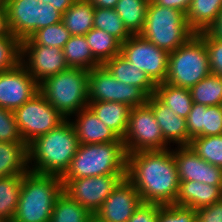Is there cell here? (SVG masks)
Segmentation results:
<instances>
[{
    "label": "cell",
    "mask_w": 222,
    "mask_h": 222,
    "mask_svg": "<svg viewBox=\"0 0 222 222\" xmlns=\"http://www.w3.org/2000/svg\"><path fill=\"white\" fill-rule=\"evenodd\" d=\"M126 178L135 186L142 202L174 204L180 182L173 148L128 153Z\"/></svg>",
    "instance_id": "6da1fadb"
},
{
    "label": "cell",
    "mask_w": 222,
    "mask_h": 222,
    "mask_svg": "<svg viewBox=\"0 0 222 222\" xmlns=\"http://www.w3.org/2000/svg\"><path fill=\"white\" fill-rule=\"evenodd\" d=\"M73 123L65 119L56 128L28 144V168L37 174L62 176L79 148Z\"/></svg>",
    "instance_id": "7a4b0ae2"
},
{
    "label": "cell",
    "mask_w": 222,
    "mask_h": 222,
    "mask_svg": "<svg viewBox=\"0 0 222 222\" xmlns=\"http://www.w3.org/2000/svg\"><path fill=\"white\" fill-rule=\"evenodd\" d=\"M62 192L61 176L28 171L22 175L20 198L12 222H50Z\"/></svg>",
    "instance_id": "3957f363"
},
{
    "label": "cell",
    "mask_w": 222,
    "mask_h": 222,
    "mask_svg": "<svg viewBox=\"0 0 222 222\" xmlns=\"http://www.w3.org/2000/svg\"><path fill=\"white\" fill-rule=\"evenodd\" d=\"M127 173V152L123 141L80 144L62 180Z\"/></svg>",
    "instance_id": "277c9868"
},
{
    "label": "cell",
    "mask_w": 222,
    "mask_h": 222,
    "mask_svg": "<svg viewBox=\"0 0 222 222\" xmlns=\"http://www.w3.org/2000/svg\"><path fill=\"white\" fill-rule=\"evenodd\" d=\"M88 72L69 67L39 83V92L65 119H71L88 107Z\"/></svg>",
    "instance_id": "5b68a950"
},
{
    "label": "cell",
    "mask_w": 222,
    "mask_h": 222,
    "mask_svg": "<svg viewBox=\"0 0 222 222\" xmlns=\"http://www.w3.org/2000/svg\"><path fill=\"white\" fill-rule=\"evenodd\" d=\"M194 34L184 12L149 2L145 23L140 33L145 39L170 53Z\"/></svg>",
    "instance_id": "8992f818"
},
{
    "label": "cell",
    "mask_w": 222,
    "mask_h": 222,
    "mask_svg": "<svg viewBox=\"0 0 222 222\" xmlns=\"http://www.w3.org/2000/svg\"><path fill=\"white\" fill-rule=\"evenodd\" d=\"M211 73L203 31L195 33L168 55L165 82L190 89Z\"/></svg>",
    "instance_id": "52a82bcc"
},
{
    "label": "cell",
    "mask_w": 222,
    "mask_h": 222,
    "mask_svg": "<svg viewBox=\"0 0 222 222\" xmlns=\"http://www.w3.org/2000/svg\"><path fill=\"white\" fill-rule=\"evenodd\" d=\"M8 12V24L20 42L37 30L62 21V13L51 4L38 0H3Z\"/></svg>",
    "instance_id": "ba28073f"
},
{
    "label": "cell",
    "mask_w": 222,
    "mask_h": 222,
    "mask_svg": "<svg viewBox=\"0 0 222 222\" xmlns=\"http://www.w3.org/2000/svg\"><path fill=\"white\" fill-rule=\"evenodd\" d=\"M122 141L127 154L170 148L147 102L130 109L128 127Z\"/></svg>",
    "instance_id": "9c48e42d"
},
{
    "label": "cell",
    "mask_w": 222,
    "mask_h": 222,
    "mask_svg": "<svg viewBox=\"0 0 222 222\" xmlns=\"http://www.w3.org/2000/svg\"><path fill=\"white\" fill-rule=\"evenodd\" d=\"M13 113L20 134L27 145L65 120L39 91Z\"/></svg>",
    "instance_id": "30bf717a"
},
{
    "label": "cell",
    "mask_w": 222,
    "mask_h": 222,
    "mask_svg": "<svg viewBox=\"0 0 222 222\" xmlns=\"http://www.w3.org/2000/svg\"><path fill=\"white\" fill-rule=\"evenodd\" d=\"M147 99L148 96L140 88L118 81L104 65L88 72V103L118 102L134 108L145 104Z\"/></svg>",
    "instance_id": "8fae6325"
},
{
    "label": "cell",
    "mask_w": 222,
    "mask_h": 222,
    "mask_svg": "<svg viewBox=\"0 0 222 222\" xmlns=\"http://www.w3.org/2000/svg\"><path fill=\"white\" fill-rule=\"evenodd\" d=\"M120 55L146 73L156 85L165 82L169 53L142 35L132 34L127 41L121 43Z\"/></svg>",
    "instance_id": "7c38bea8"
},
{
    "label": "cell",
    "mask_w": 222,
    "mask_h": 222,
    "mask_svg": "<svg viewBox=\"0 0 222 222\" xmlns=\"http://www.w3.org/2000/svg\"><path fill=\"white\" fill-rule=\"evenodd\" d=\"M124 178L126 174H107L62 180L63 193L85 207L94 216Z\"/></svg>",
    "instance_id": "4fadbf2b"
},
{
    "label": "cell",
    "mask_w": 222,
    "mask_h": 222,
    "mask_svg": "<svg viewBox=\"0 0 222 222\" xmlns=\"http://www.w3.org/2000/svg\"><path fill=\"white\" fill-rule=\"evenodd\" d=\"M20 63L38 84L69 68L63 49L45 45H21Z\"/></svg>",
    "instance_id": "5bb4252c"
},
{
    "label": "cell",
    "mask_w": 222,
    "mask_h": 222,
    "mask_svg": "<svg viewBox=\"0 0 222 222\" xmlns=\"http://www.w3.org/2000/svg\"><path fill=\"white\" fill-rule=\"evenodd\" d=\"M38 91V83L21 63L0 72V107L14 111Z\"/></svg>",
    "instance_id": "9a60e30c"
},
{
    "label": "cell",
    "mask_w": 222,
    "mask_h": 222,
    "mask_svg": "<svg viewBox=\"0 0 222 222\" xmlns=\"http://www.w3.org/2000/svg\"><path fill=\"white\" fill-rule=\"evenodd\" d=\"M142 199L135 186L124 178L94 214L99 222H127Z\"/></svg>",
    "instance_id": "2e32d148"
},
{
    "label": "cell",
    "mask_w": 222,
    "mask_h": 222,
    "mask_svg": "<svg viewBox=\"0 0 222 222\" xmlns=\"http://www.w3.org/2000/svg\"><path fill=\"white\" fill-rule=\"evenodd\" d=\"M179 181H198L222 185V168L200 158L189 146L173 149Z\"/></svg>",
    "instance_id": "e0dca14e"
},
{
    "label": "cell",
    "mask_w": 222,
    "mask_h": 222,
    "mask_svg": "<svg viewBox=\"0 0 222 222\" xmlns=\"http://www.w3.org/2000/svg\"><path fill=\"white\" fill-rule=\"evenodd\" d=\"M147 103L152 107L153 114L159 124L164 141L171 147V143L176 146H188L189 134L187 131L186 119L177 116L168 106L163 104L155 95L147 99Z\"/></svg>",
    "instance_id": "ac0fdd59"
},
{
    "label": "cell",
    "mask_w": 222,
    "mask_h": 222,
    "mask_svg": "<svg viewBox=\"0 0 222 222\" xmlns=\"http://www.w3.org/2000/svg\"><path fill=\"white\" fill-rule=\"evenodd\" d=\"M76 116V118H75ZM70 119L75 127L80 144L109 143L122 139L105 125L89 108L85 107Z\"/></svg>",
    "instance_id": "d6986e66"
},
{
    "label": "cell",
    "mask_w": 222,
    "mask_h": 222,
    "mask_svg": "<svg viewBox=\"0 0 222 222\" xmlns=\"http://www.w3.org/2000/svg\"><path fill=\"white\" fill-rule=\"evenodd\" d=\"M190 140L195 137L222 134V105L206 106L193 103L186 118Z\"/></svg>",
    "instance_id": "ffe728a7"
},
{
    "label": "cell",
    "mask_w": 222,
    "mask_h": 222,
    "mask_svg": "<svg viewBox=\"0 0 222 222\" xmlns=\"http://www.w3.org/2000/svg\"><path fill=\"white\" fill-rule=\"evenodd\" d=\"M179 190L173 205L197 210L222 199V185L198 181H179Z\"/></svg>",
    "instance_id": "44dd1931"
},
{
    "label": "cell",
    "mask_w": 222,
    "mask_h": 222,
    "mask_svg": "<svg viewBox=\"0 0 222 222\" xmlns=\"http://www.w3.org/2000/svg\"><path fill=\"white\" fill-rule=\"evenodd\" d=\"M118 81L140 88L148 97L155 94L156 84L149 76L120 54L103 64Z\"/></svg>",
    "instance_id": "7402d4cb"
},
{
    "label": "cell",
    "mask_w": 222,
    "mask_h": 222,
    "mask_svg": "<svg viewBox=\"0 0 222 222\" xmlns=\"http://www.w3.org/2000/svg\"><path fill=\"white\" fill-rule=\"evenodd\" d=\"M222 12V0H192L186 13L189 27L195 32L209 31Z\"/></svg>",
    "instance_id": "603a6c76"
},
{
    "label": "cell",
    "mask_w": 222,
    "mask_h": 222,
    "mask_svg": "<svg viewBox=\"0 0 222 222\" xmlns=\"http://www.w3.org/2000/svg\"><path fill=\"white\" fill-rule=\"evenodd\" d=\"M28 171V145L25 142L0 141V178L24 175Z\"/></svg>",
    "instance_id": "cb8c5ba5"
},
{
    "label": "cell",
    "mask_w": 222,
    "mask_h": 222,
    "mask_svg": "<svg viewBox=\"0 0 222 222\" xmlns=\"http://www.w3.org/2000/svg\"><path fill=\"white\" fill-rule=\"evenodd\" d=\"M88 107L94 114L121 139L128 127L130 107L118 102L95 101L88 103Z\"/></svg>",
    "instance_id": "d4e9b609"
},
{
    "label": "cell",
    "mask_w": 222,
    "mask_h": 222,
    "mask_svg": "<svg viewBox=\"0 0 222 222\" xmlns=\"http://www.w3.org/2000/svg\"><path fill=\"white\" fill-rule=\"evenodd\" d=\"M94 6L88 0H76L62 15V23L71 35H86L94 27Z\"/></svg>",
    "instance_id": "484cf974"
},
{
    "label": "cell",
    "mask_w": 222,
    "mask_h": 222,
    "mask_svg": "<svg viewBox=\"0 0 222 222\" xmlns=\"http://www.w3.org/2000/svg\"><path fill=\"white\" fill-rule=\"evenodd\" d=\"M154 95L177 116L185 119L188 117L193 104L188 88L177 87L163 82L156 85Z\"/></svg>",
    "instance_id": "4316f807"
},
{
    "label": "cell",
    "mask_w": 222,
    "mask_h": 222,
    "mask_svg": "<svg viewBox=\"0 0 222 222\" xmlns=\"http://www.w3.org/2000/svg\"><path fill=\"white\" fill-rule=\"evenodd\" d=\"M65 60L69 67L92 70L102 65L94 56L85 35H71L63 48Z\"/></svg>",
    "instance_id": "83f0119b"
},
{
    "label": "cell",
    "mask_w": 222,
    "mask_h": 222,
    "mask_svg": "<svg viewBox=\"0 0 222 222\" xmlns=\"http://www.w3.org/2000/svg\"><path fill=\"white\" fill-rule=\"evenodd\" d=\"M149 0H118L114 10L131 34H140L146 18Z\"/></svg>",
    "instance_id": "f1b7e54d"
},
{
    "label": "cell",
    "mask_w": 222,
    "mask_h": 222,
    "mask_svg": "<svg viewBox=\"0 0 222 222\" xmlns=\"http://www.w3.org/2000/svg\"><path fill=\"white\" fill-rule=\"evenodd\" d=\"M22 175H12L0 178V218L12 222L17 210Z\"/></svg>",
    "instance_id": "f546056e"
},
{
    "label": "cell",
    "mask_w": 222,
    "mask_h": 222,
    "mask_svg": "<svg viewBox=\"0 0 222 222\" xmlns=\"http://www.w3.org/2000/svg\"><path fill=\"white\" fill-rule=\"evenodd\" d=\"M85 38L93 56L103 65L107 60L120 54L121 42L104 30L92 28Z\"/></svg>",
    "instance_id": "4dcf8cb0"
},
{
    "label": "cell",
    "mask_w": 222,
    "mask_h": 222,
    "mask_svg": "<svg viewBox=\"0 0 222 222\" xmlns=\"http://www.w3.org/2000/svg\"><path fill=\"white\" fill-rule=\"evenodd\" d=\"M193 103L222 105V76L210 73L190 89Z\"/></svg>",
    "instance_id": "1f68e13d"
},
{
    "label": "cell",
    "mask_w": 222,
    "mask_h": 222,
    "mask_svg": "<svg viewBox=\"0 0 222 222\" xmlns=\"http://www.w3.org/2000/svg\"><path fill=\"white\" fill-rule=\"evenodd\" d=\"M93 217L85 207L62 192L55 202L50 222H89Z\"/></svg>",
    "instance_id": "d6a6232c"
},
{
    "label": "cell",
    "mask_w": 222,
    "mask_h": 222,
    "mask_svg": "<svg viewBox=\"0 0 222 222\" xmlns=\"http://www.w3.org/2000/svg\"><path fill=\"white\" fill-rule=\"evenodd\" d=\"M94 28L104 30L121 43L127 41L132 36L117 12L111 8H94Z\"/></svg>",
    "instance_id": "836d02e7"
},
{
    "label": "cell",
    "mask_w": 222,
    "mask_h": 222,
    "mask_svg": "<svg viewBox=\"0 0 222 222\" xmlns=\"http://www.w3.org/2000/svg\"><path fill=\"white\" fill-rule=\"evenodd\" d=\"M71 34L62 21L37 30L30 38L21 41V45H45L63 49Z\"/></svg>",
    "instance_id": "e575fe53"
},
{
    "label": "cell",
    "mask_w": 222,
    "mask_h": 222,
    "mask_svg": "<svg viewBox=\"0 0 222 222\" xmlns=\"http://www.w3.org/2000/svg\"><path fill=\"white\" fill-rule=\"evenodd\" d=\"M188 146L206 162L222 168V134L195 137Z\"/></svg>",
    "instance_id": "d590c367"
},
{
    "label": "cell",
    "mask_w": 222,
    "mask_h": 222,
    "mask_svg": "<svg viewBox=\"0 0 222 222\" xmlns=\"http://www.w3.org/2000/svg\"><path fill=\"white\" fill-rule=\"evenodd\" d=\"M21 42L14 37H0V72L8 71L20 63Z\"/></svg>",
    "instance_id": "8d00e7d4"
},
{
    "label": "cell",
    "mask_w": 222,
    "mask_h": 222,
    "mask_svg": "<svg viewBox=\"0 0 222 222\" xmlns=\"http://www.w3.org/2000/svg\"><path fill=\"white\" fill-rule=\"evenodd\" d=\"M203 41L206 45L211 73L222 76V39L209 30L203 31Z\"/></svg>",
    "instance_id": "74e56055"
},
{
    "label": "cell",
    "mask_w": 222,
    "mask_h": 222,
    "mask_svg": "<svg viewBox=\"0 0 222 222\" xmlns=\"http://www.w3.org/2000/svg\"><path fill=\"white\" fill-rule=\"evenodd\" d=\"M158 222H197L196 210L177 205H159Z\"/></svg>",
    "instance_id": "f35d334b"
},
{
    "label": "cell",
    "mask_w": 222,
    "mask_h": 222,
    "mask_svg": "<svg viewBox=\"0 0 222 222\" xmlns=\"http://www.w3.org/2000/svg\"><path fill=\"white\" fill-rule=\"evenodd\" d=\"M0 141L24 142L13 111L0 107Z\"/></svg>",
    "instance_id": "ab89813d"
},
{
    "label": "cell",
    "mask_w": 222,
    "mask_h": 222,
    "mask_svg": "<svg viewBox=\"0 0 222 222\" xmlns=\"http://www.w3.org/2000/svg\"><path fill=\"white\" fill-rule=\"evenodd\" d=\"M159 205L142 202L127 222H158Z\"/></svg>",
    "instance_id": "60d3db41"
},
{
    "label": "cell",
    "mask_w": 222,
    "mask_h": 222,
    "mask_svg": "<svg viewBox=\"0 0 222 222\" xmlns=\"http://www.w3.org/2000/svg\"><path fill=\"white\" fill-rule=\"evenodd\" d=\"M197 222H222V199L196 210Z\"/></svg>",
    "instance_id": "b9f144b4"
},
{
    "label": "cell",
    "mask_w": 222,
    "mask_h": 222,
    "mask_svg": "<svg viewBox=\"0 0 222 222\" xmlns=\"http://www.w3.org/2000/svg\"><path fill=\"white\" fill-rule=\"evenodd\" d=\"M159 6L173 8L187 13L192 0H151Z\"/></svg>",
    "instance_id": "7bdbcfd3"
},
{
    "label": "cell",
    "mask_w": 222,
    "mask_h": 222,
    "mask_svg": "<svg viewBox=\"0 0 222 222\" xmlns=\"http://www.w3.org/2000/svg\"><path fill=\"white\" fill-rule=\"evenodd\" d=\"M0 37H14L8 24V12L4 1L0 2Z\"/></svg>",
    "instance_id": "ee69618b"
},
{
    "label": "cell",
    "mask_w": 222,
    "mask_h": 222,
    "mask_svg": "<svg viewBox=\"0 0 222 222\" xmlns=\"http://www.w3.org/2000/svg\"><path fill=\"white\" fill-rule=\"evenodd\" d=\"M40 3L51 4L56 10L62 14L76 1V0H38Z\"/></svg>",
    "instance_id": "f6af8a7d"
},
{
    "label": "cell",
    "mask_w": 222,
    "mask_h": 222,
    "mask_svg": "<svg viewBox=\"0 0 222 222\" xmlns=\"http://www.w3.org/2000/svg\"><path fill=\"white\" fill-rule=\"evenodd\" d=\"M94 7L114 9L118 0H88Z\"/></svg>",
    "instance_id": "bcb514c9"
},
{
    "label": "cell",
    "mask_w": 222,
    "mask_h": 222,
    "mask_svg": "<svg viewBox=\"0 0 222 222\" xmlns=\"http://www.w3.org/2000/svg\"><path fill=\"white\" fill-rule=\"evenodd\" d=\"M210 31L216 36L222 39V12L218 18L217 23L210 29Z\"/></svg>",
    "instance_id": "7dc6e473"
},
{
    "label": "cell",
    "mask_w": 222,
    "mask_h": 222,
    "mask_svg": "<svg viewBox=\"0 0 222 222\" xmlns=\"http://www.w3.org/2000/svg\"><path fill=\"white\" fill-rule=\"evenodd\" d=\"M89 222H99L95 217H93Z\"/></svg>",
    "instance_id": "c3c4849f"
},
{
    "label": "cell",
    "mask_w": 222,
    "mask_h": 222,
    "mask_svg": "<svg viewBox=\"0 0 222 222\" xmlns=\"http://www.w3.org/2000/svg\"><path fill=\"white\" fill-rule=\"evenodd\" d=\"M0 222H7V221H5L4 219L0 218Z\"/></svg>",
    "instance_id": "681fc988"
}]
</instances>
